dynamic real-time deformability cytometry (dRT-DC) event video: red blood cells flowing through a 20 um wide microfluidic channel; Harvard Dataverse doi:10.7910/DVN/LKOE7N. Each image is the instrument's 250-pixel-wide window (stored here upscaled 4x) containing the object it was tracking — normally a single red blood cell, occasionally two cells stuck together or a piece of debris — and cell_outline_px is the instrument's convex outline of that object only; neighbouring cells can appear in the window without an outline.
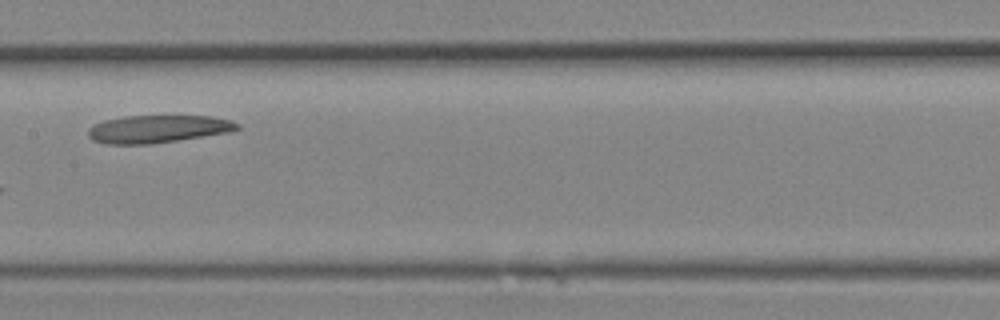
{"species": "Egyptian fruit bat (a non-hibernating species)", "species_latin": "Rousettus aegyptiacus", "temperature_condition": "room temperature", "stored_images_in_passage": 19, "camera_frame_rate_fps": 3000, "um_per_image_px": 0.085, "animal": {"sex": "female"}, "frame": {"image": 1, "passage_image": 9, "time_ms": 2.667, "image_size_px": [1000, 320], "cell_outline_px": [[240, 128], [232, 132], [148, 144], [104, 144], [92, 140], [88, 136], [88, 128], [92, 124], [104, 120], [124, 116], [212, 116], [232, 120], [240, 124]], "centroid_in_image_um": [13.41, 10.96], "position_along_channel_um": 194.0, "area_um2": 24.22}}